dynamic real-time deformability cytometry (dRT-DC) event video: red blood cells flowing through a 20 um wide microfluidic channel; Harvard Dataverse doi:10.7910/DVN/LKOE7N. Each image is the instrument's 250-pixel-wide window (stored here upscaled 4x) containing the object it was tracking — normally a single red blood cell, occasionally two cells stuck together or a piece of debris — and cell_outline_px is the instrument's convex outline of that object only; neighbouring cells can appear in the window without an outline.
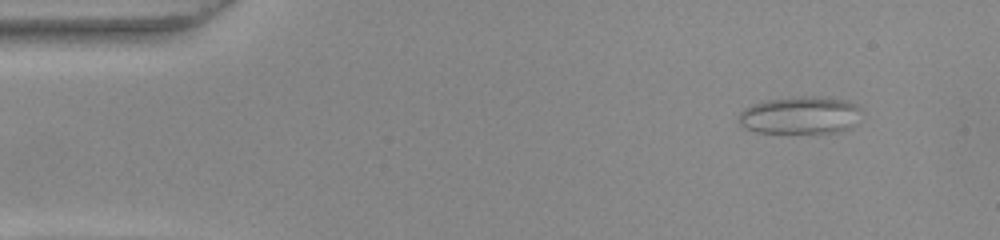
{"species": "common noctule bat (a hibernating species)", "species_latin": "Nyctalus noctula", "temperature_condition": "warm", "stored_images_in_passage": 48, "camera_frame_rate_fps": 3000, "um_per_image_px": 0.085, "animal": {"sex": "female", "body_mass_g": 22.0, "forearm_length_mm": 56.7}, "frame": {"image": 1, "passage_image": 1, "time_ms": 0.0, "image_size_px": [1000, 240], "cell_outline_px": [[864, 112], [852, 128], [836, 132], [756, 132], [744, 128], [740, 124], [740, 112], [744, 108], [752, 104], [764, 100], [796, 96], [820, 96], [848, 100], [860, 104]], "centroid_in_image_um": [68.1, 9.77], "position_along_channel_um": 16.9, "area_um2": 27.4}}
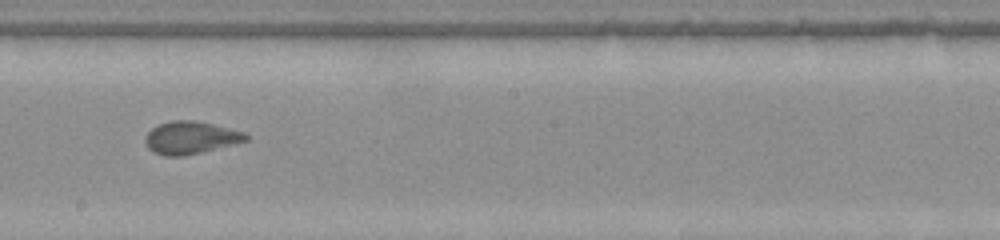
{"frame": {"image": 2, "passage_image": 25, "time_ms": 8.0, "image_size_px": [1000, 240], "cell_outline_px": [[248, 140], [184, 156], [164, 156], [152, 152], [148, 148], [144, 140], [148, 132], [152, 128], [160, 124], [172, 120], [192, 120], [212, 124], [244, 132], [248, 136]], "centroid_in_image_um": [16.15, 11.7], "position_along_channel_um": 232.0, "area_um2": 18.84}}
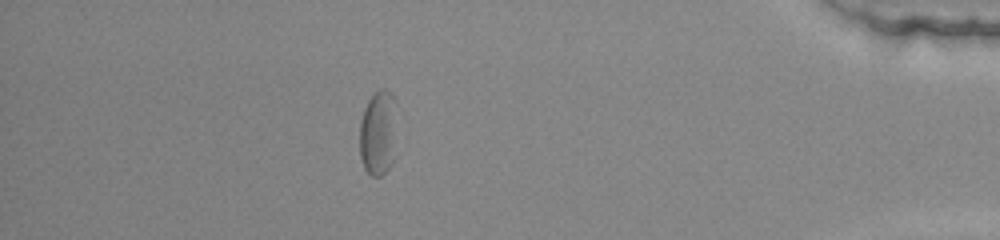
{"frame": {"image": 3, "passage_image": 42, "time_ms": 13.667, "image_size_px": [1000, 240], "cell_outline_px": [[396, 104], [392, 164], [380, 176], [372, 176], [364, 168], [360, 156], [360, 120], [364, 108], [368, 100], [380, 88], [384, 88], [392, 92], [396, 100]], "centroid_in_image_um": [32.13, 11.25], "position_along_channel_um": 403.1, "area_um2": 18.44}}